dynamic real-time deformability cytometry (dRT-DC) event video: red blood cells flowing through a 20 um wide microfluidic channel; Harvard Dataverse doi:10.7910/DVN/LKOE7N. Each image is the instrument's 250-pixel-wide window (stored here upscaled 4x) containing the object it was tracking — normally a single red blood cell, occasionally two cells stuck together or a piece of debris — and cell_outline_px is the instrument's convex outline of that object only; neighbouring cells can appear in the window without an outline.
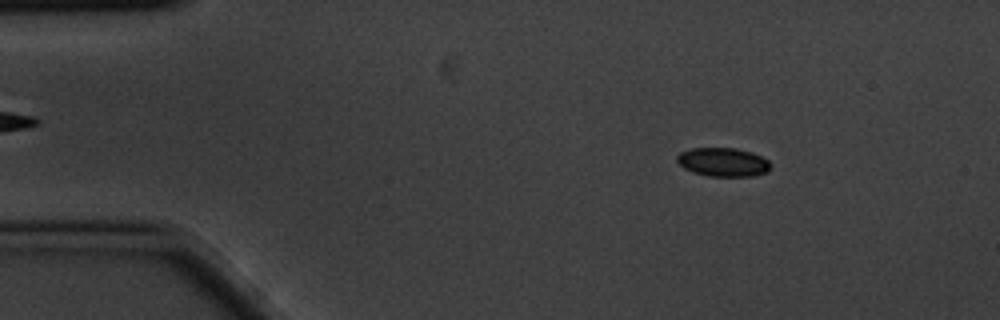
{"species": "common noctule bat (a hibernating species)", "species_latin": "Nyctalus noctula", "temperature_condition": "cold", "stored_images_in_passage": 4, "camera_frame_rate_fps": 3000, "um_per_image_px": 0.085, "animal": {"sex": "male", "body_mass_g": 20.1, "forearm_length_mm": 53.5}, "frame": {"image": 1, "passage_image": 2, "time_ms": 0.333, "image_size_px": [1000, 320], "cell_outline_px": [[768, 172], [752, 176], [708, 176], [692, 172], [684, 168], [676, 160], [676, 156], [680, 152], [692, 148], [736, 148], [752, 152], [768, 160]], "centroid_in_image_um": [61.42, 13.78], "position_along_channel_um": 23.6, "area_um2": 15.61}}
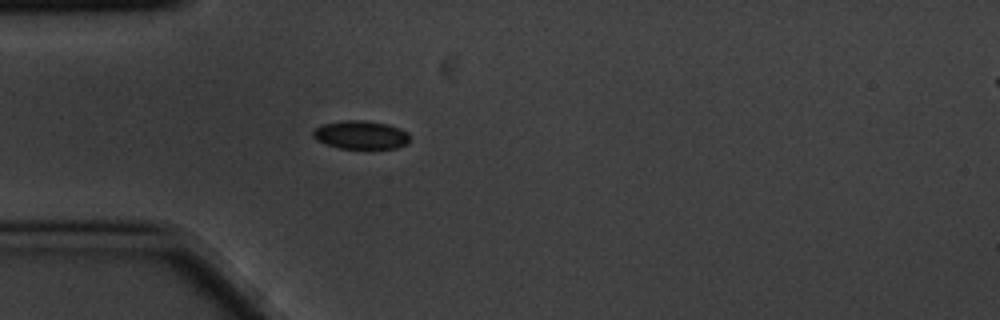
{"frame": {"image": 2, "passage_image": 4, "time_ms": 1.0, "image_size_px": [1000, 320], "cell_outline_px": [[408, 144], [396, 148], [340, 148], [316, 140], [312, 136], [312, 132], [316, 128], [324, 124], [344, 120], [364, 120], [388, 124], [400, 128], [408, 132]], "centroid_in_image_um": [30.69, 11.46], "position_along_channel_um": 54.3, "area_um2": 15.9}}